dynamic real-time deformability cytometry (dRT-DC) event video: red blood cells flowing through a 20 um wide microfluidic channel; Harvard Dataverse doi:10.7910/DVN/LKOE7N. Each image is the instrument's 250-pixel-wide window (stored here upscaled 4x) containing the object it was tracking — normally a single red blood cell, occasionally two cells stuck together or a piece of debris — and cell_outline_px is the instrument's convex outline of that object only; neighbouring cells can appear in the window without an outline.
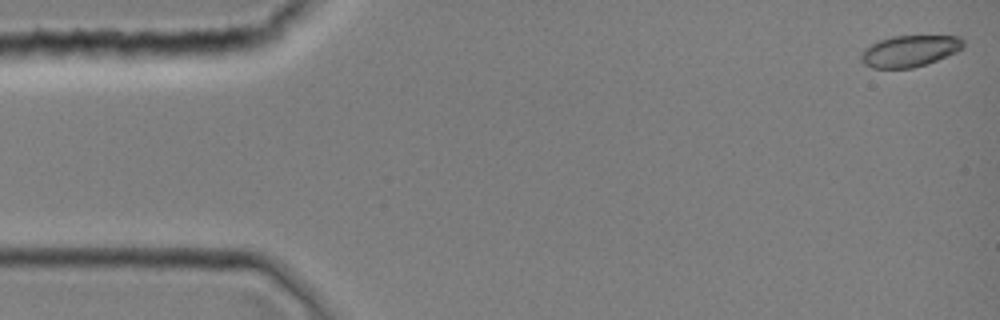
{"species": "common noctule bat (a hibernating species)", "species_latin": "Nyctalus noctula", "temperature_condition": "room temperature", "stored_images_in_passage": 10, "camera_frame_rate_fps": 3000, "um_per_image_px": 0.085, "animal": {"sex": "female", "body_mass_g": 19.0, "forearm_length_mm": 51.5}, "frame": {"image": 1, "passage_image": 1, "time_ms": 0.0, "image_size_px": [1000, 320], "cell_outline_px": [[964, 48], [956, 52], [936, 60], [912, 68], [872, 68], [864, 64], [860, 60], [860, 52], [864, 48], [880, 40], [892, 36], [960, 36], [964, 40]], "centroid_in_image_um": [77.3, 4.33], "position_along_channel_um": 7.7, "area_um2": 18.73}}
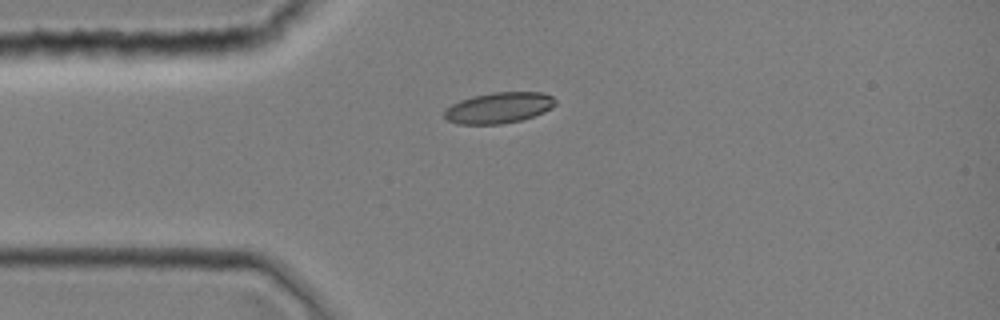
{"frame": {"image": 2, "passage_image": 10, "time_ms": 3.0, "image_size_px": [1000, 320], "cell_outline_px": [[556, 104], [544, 112], [520, 120], [500, 124], [460, 124], [448, 120], [444, 116], [444, 112], [452, 104], [460, 100], [472, 96], [492, 92], [544, 92], [552, 96], [556, 100]], "centroid_in_image_um": [42.41, 9.15], "position_along_channel_um": 42.6, "area_um2": 19.88}}